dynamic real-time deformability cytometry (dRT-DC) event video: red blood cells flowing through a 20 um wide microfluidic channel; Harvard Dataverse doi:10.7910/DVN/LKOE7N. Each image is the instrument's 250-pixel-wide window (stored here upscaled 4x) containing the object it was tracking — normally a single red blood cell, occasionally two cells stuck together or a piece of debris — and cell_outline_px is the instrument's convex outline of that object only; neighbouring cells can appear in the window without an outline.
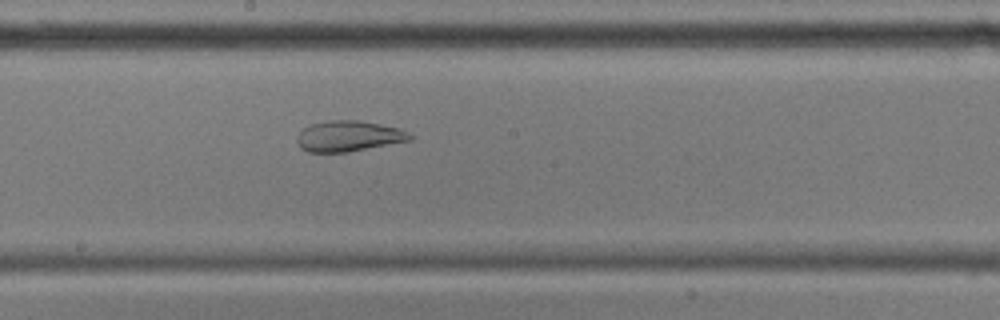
{"species": "common noctule bat (a hibernating species)", "species_latin": "Nyctalus noctula", "temperature_condition": "cold", "stored_images_in_passage": 55, "camera_frame_rate_fps": 3000, "um_per_image_px": 0.085, "animal": {"sex": "male", "body_mass_g": 17.9, "forearm_length_mm": 54.2}, "frame": {"image": 1, "passage_image": 29, "time_ms": 9.333, "image_size_px": [1000, 320], "cell_outline_px": [[412, 140], [348, 152], [308, 152], [300, 148], [296, 140], [296, 136], [304, 128], [312, 124], [328, 120], [356, 120], [380, 124], [400, 128], [408, 132], [412, 136]], "centroid_in_image_um": [29.63, 11.57], "position_along_channel_um": 218.6, "area_um2": 20.23}}
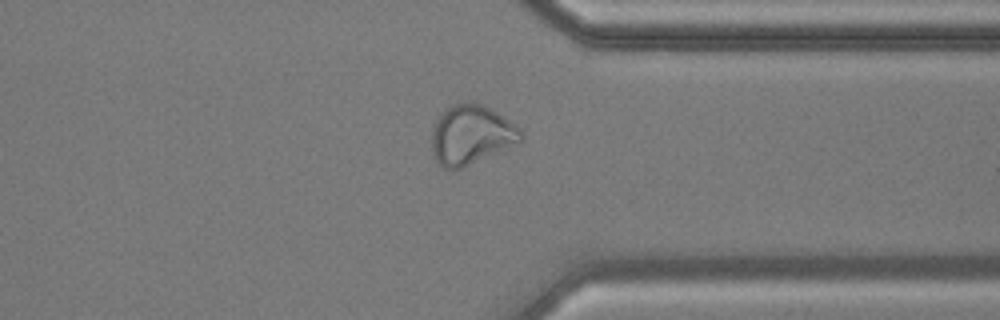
{"frame": {"image": 2, "passage_image": 42, "time_ms": 13.667, "image_size_px": [1000, 320], "cell_outline_px": [[524, 140], [452, 172], [444, 168], [436, 160], [432, 152], [432, 128], [436, 120], [444, 108], [460, 100], [468, 100], [480, 104], [496, 112], [520, 128], [524, 132]], "centroid_in_image_um": [40.02, 11.44], "position_along_channel_um": 371.4, "area_um2": 31.1}}
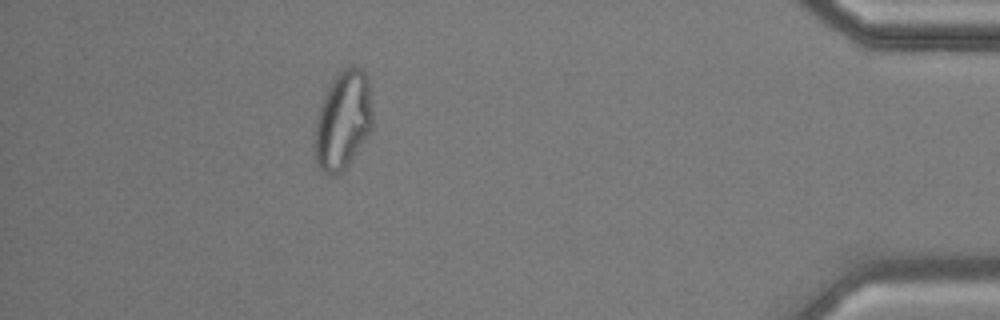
{"frame": {"image": 3, "passage_image": 49, "time_ms": 16.0, "image_size_px": [1000, 320], "cell_outline_px": [[372, 128], [344, 168], [340, 172], [332, 176], [324, 176], [320, 172], [316, 164], [312, 144], [316, 120], [320, 104], [332, 80], [348, 64], [352, 64], [360, 68], [368, 76], [372, 112]], "centroid_in_image_um": [29.1, 10.24], "position_along_channel_um": 406.1, "area_um2": 33.52}, "authors_computed_cell_mechanics": {"area_um2": 29.5358, "velocity_mm_per_s": 3.5893, "shape_relaxation_time_tau1_ms": null, "shape_relaxation_time_tau2_ms": 1.9455, "deformation_change_tau1": null, "deformation_change_tau2": 0.087}}